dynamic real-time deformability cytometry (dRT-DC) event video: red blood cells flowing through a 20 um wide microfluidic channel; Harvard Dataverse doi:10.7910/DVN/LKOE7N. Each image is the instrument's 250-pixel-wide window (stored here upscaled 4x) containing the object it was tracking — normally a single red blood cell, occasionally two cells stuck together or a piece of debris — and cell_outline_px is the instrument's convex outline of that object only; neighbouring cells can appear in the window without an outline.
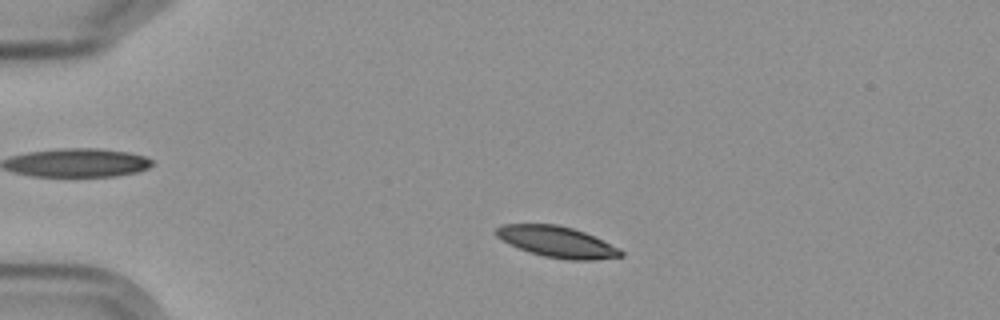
{"species": "Egyptian fruit bat (a non-hibernating species)", "species_latin": "Rousettus aegyptiacus", "temperature_condition": "cold", "stored_images_in_passage": 4, "camera_frame_rate_fps": 3000, "um_per_image_px": 0.085, "frame": {"image": 1, "passage_image": 2, "time_ms": 1.0, "image_size_px": [1000, 320], "cell_outline_px": [[624, 256], [592, 260], [572, 260], [544, 256], [528, 252], [508, 244], [496, 236], [496, 228], [504, 224], [556, 224], [572, 228], [584, 232], [620, 248], [624, 252]], "centroid_in_image_um": [47.35, 20.56], "position_along_channel_um": 37.7, "area_um2": 22.48}}
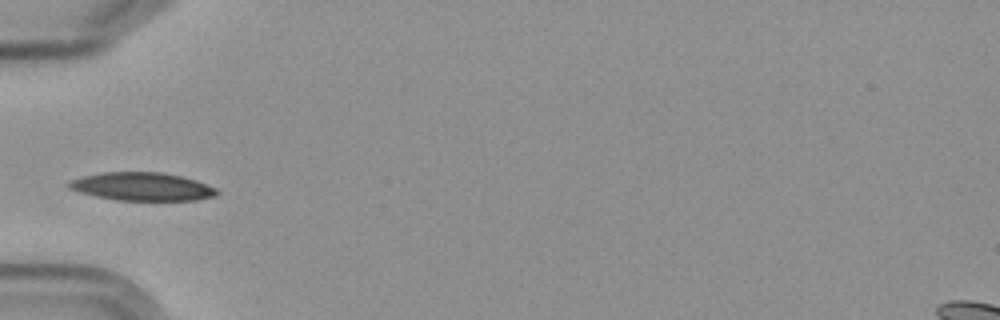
{"frame": {"image": 2, "passage_image": 4, "time_ms": 3.333, "image_size_px": [1000, 320], "cell_outline_px": [[220, 192], [216, 196], [196, 200], [116, 200], [96, 196], [80, 192], [68, 188], [64, 184], [68, 180], [84, 176], [104, 172], [164, 172], [196, 180], [216, 188]], "centroid_in_image_um": [12.06, 15.86], "position_along_channel_um": 72.9, "area_um2": 24.39}}